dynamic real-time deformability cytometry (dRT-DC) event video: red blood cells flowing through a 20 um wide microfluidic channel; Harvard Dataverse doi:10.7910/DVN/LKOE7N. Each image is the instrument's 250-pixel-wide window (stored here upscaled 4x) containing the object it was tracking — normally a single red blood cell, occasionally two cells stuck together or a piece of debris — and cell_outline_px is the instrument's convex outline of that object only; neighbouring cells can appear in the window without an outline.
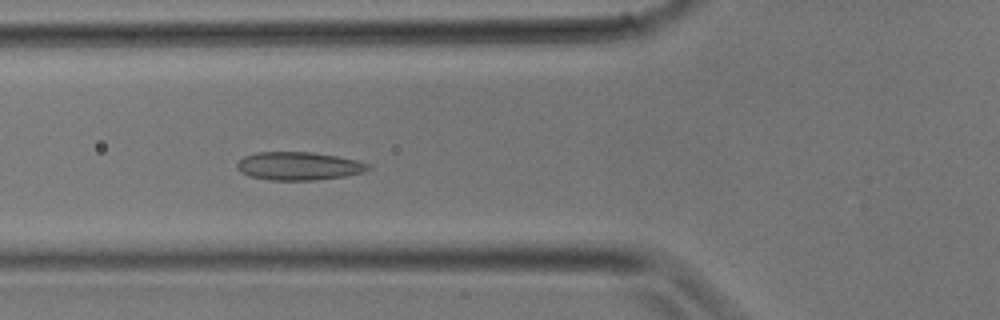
{"species": "common noctule bat (a hibernating species)", "species_latin": "Nyctalus noctula", "temperature_condition": "room temperature", "stored_images_in_passage": 25, "camera_frame_rate_fps": 3000, "um_per_image_px": 0.085, "animal": {"sex": "male", "body_mass_g": 17.9}, "frame": {"image": 1, "passage_image": 4, "time_ms": 1.0, "image_size_px": [1000, 320], "cell_outline_px": [[372, 168], [364, 172], [344, 176], [312, 180], [272, 180], [248, 176], [240, 172], [236, 168], [236, 164], [244, 156], [256, 152], [312, 152], [336, 156], [356, 160], [368, 164]], "centroid_in_image_um": [25.36, 14.11], "position_along_channel_um": 100.4, "area_um2": 21.5}}
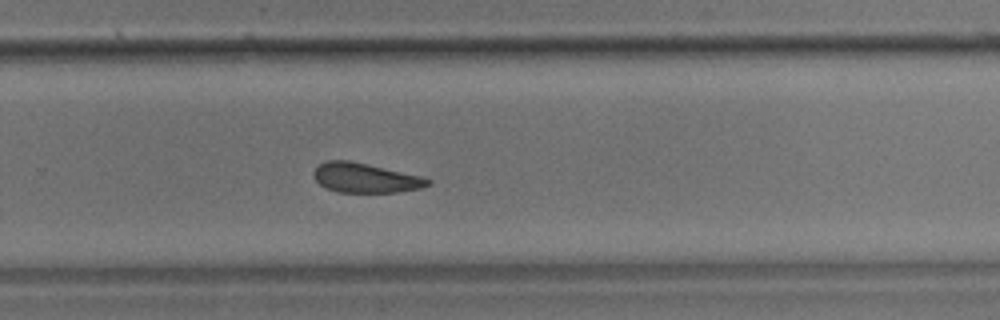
{"frame": {"image": 2, "passage_image": 14, "time_ms": 4.333, "image_size_px": [1000, 320], "cell_outline_px": [[432, 184], [420, 188], [396, 192], [340, 192], [328, 188], [320, 184], [312, 176], [312, 172], [320, 164], [328, 160], [348, 160], [420, 176], [432, 180]], "centroid_in_image_um": [31.04, 15.12], "position_along_channel_um": 298.8, "area_um2": 19.36}}
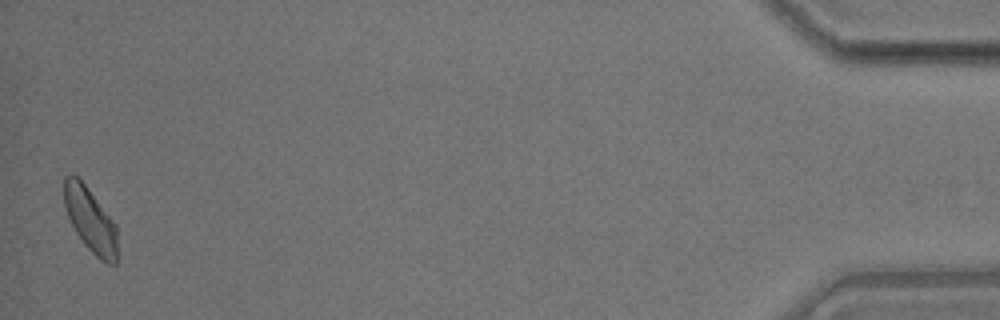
{"frame": {"image": 3, "passage_image": 25, "time_ms": 8.0, "image_size_px": [1000, 320], "cell_outline_px": [[116, 264], [108, 264], [100, 260], [84, 244], [76, 232], [68, 216], [64, 204], [64, 176], [76, 176], [84, 184], [116, 224]], "centroid_in_image_um": [7.68, 18.72], "position_along_channel_um": 427.5, "area_um2": 19.48}}